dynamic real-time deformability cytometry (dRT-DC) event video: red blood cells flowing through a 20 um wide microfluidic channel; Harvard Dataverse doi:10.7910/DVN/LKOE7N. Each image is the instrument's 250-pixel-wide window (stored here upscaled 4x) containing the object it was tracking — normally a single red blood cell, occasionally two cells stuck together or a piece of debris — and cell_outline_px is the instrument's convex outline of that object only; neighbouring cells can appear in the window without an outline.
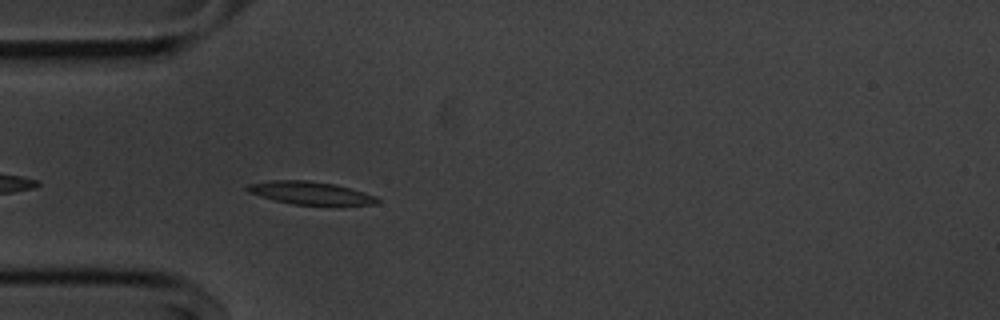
{"species": "common noctule bat (a hibernating species)", "species_latin": "Nyctalus noctula", "temperature_condition": "cold", "stored_images_in_passage": 32, "camera_frame_rate_fps": 3000, "um_per_image_px": 0.085, "animal": {"sex": "male", "body_mass_g": 20.1, "forearm_length_mm": 53.5}, "frame": {"image": 1, "passage_image": 4, "time_ms": 1.0, "image_size_px": [1000, 320], "cell_outline_px": [[380, 200], [376, 204], [292, 204], [260, 196], [248, 192], [244, 188], [248, 184], [272, 180], [308, 180], [336, 184], [364, 192], [376, 196]], "centroid_in_image_um": [26.35, 16.38], "position_along_channel_um": 58.6, "area_um2": 17.05}}
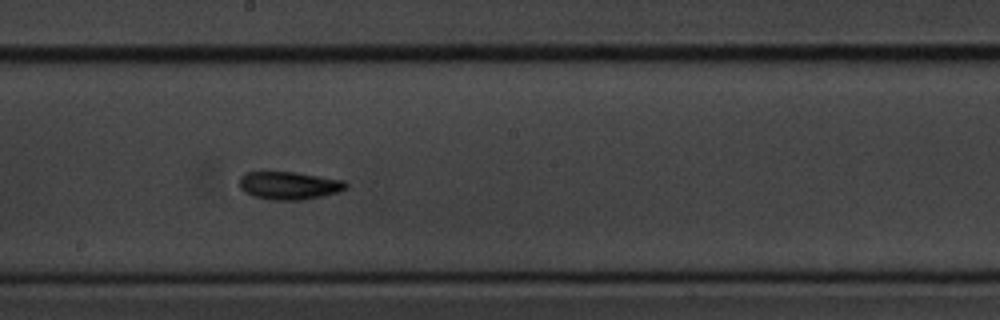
{"frame": {"image": 2, "passage_image": 18, "time_ms": 5.667, "image_size_px": [1000, 320], "cell_outline_px": [[348, 188], [340, 192], [300, 200], [268, 200], [252, 196], [244, 192], [240, 188], [240, 176], [244, 172], [296, 172], [344, 180], [348, 184]], "centroid_in_image_um": [24.57, 15.77], "position_along_channel_um": 223.6, "area_um2": 17.51}}
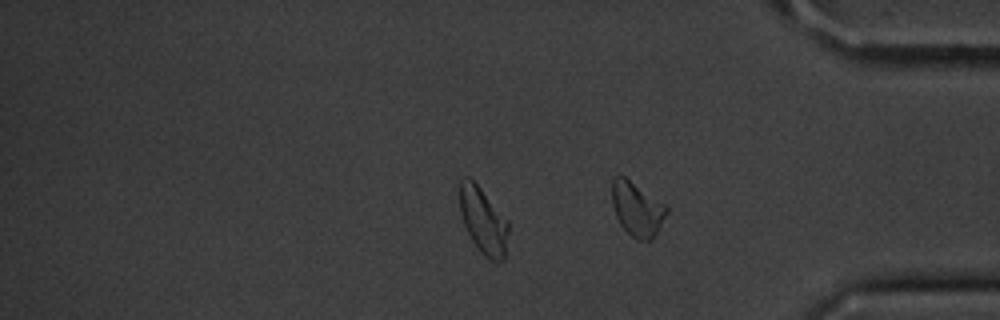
{"frame": {"image": 3, "passage_image": 32, "time_ms": 10.333, "image_size_px": [1000, 320], "cell_outline_px": [[668, 212], [652, 240], [636, 240], [620, 224], [616, 216], [612, 204], [612, 180], [616, 176], [624, 176], [664, 204], [668, 208]], "centroid_in_image_um": [54.14, 17.78], "position_along_channel_um": 381.1, "area_um2": 16.94}, "authors_computed_cell_mechanics": {"area_um2": 16.3863, "velocity_mm_per_s": 3.592, "shape_relaxation_time_tau1_ms": 2.9483, "shape_relaxation_time_tau2_ms": 4.5969, "deformation_change_tau1": 0.1388, "deformation_change_tau2": 0.117}}